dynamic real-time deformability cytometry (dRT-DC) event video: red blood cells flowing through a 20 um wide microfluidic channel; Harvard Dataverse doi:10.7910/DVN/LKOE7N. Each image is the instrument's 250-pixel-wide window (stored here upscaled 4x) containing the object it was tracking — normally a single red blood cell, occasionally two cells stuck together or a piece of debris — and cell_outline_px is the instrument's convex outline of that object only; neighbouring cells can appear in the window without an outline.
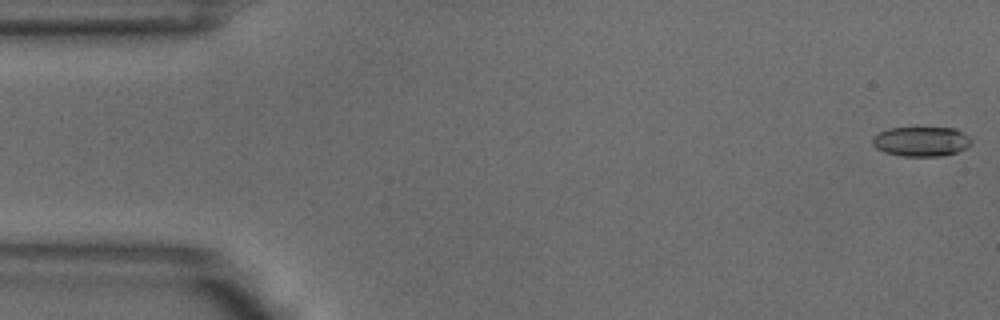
{"species": "common noctule bat (a hibernating species)", "species_latin": "Nyctalus noctula", "temperature_condition": "warm", "stored_images_in_passage": 5, "camera_frame_rate_fps": 3000, "um_per_image_px": 0.085, "animal": {"sex": "male", "body_mass_g": 18.8}, "frame": {"image": 1, "passage_image": 1, "time_ms": 0.0, "image_size_px": [1000, 320], "cell_outline_px": [[972, 144], [956, 152], [944, 156], [904, 156], [884, 152], [876, 148], [872, 144], [872, 136], [888, 128], [956, 128], [968, 136], [972, 140]], "centroid_in_image_um": [78.29, 12.02], "position_along_channel_um": 6.7, "area_um2": 17.11}}